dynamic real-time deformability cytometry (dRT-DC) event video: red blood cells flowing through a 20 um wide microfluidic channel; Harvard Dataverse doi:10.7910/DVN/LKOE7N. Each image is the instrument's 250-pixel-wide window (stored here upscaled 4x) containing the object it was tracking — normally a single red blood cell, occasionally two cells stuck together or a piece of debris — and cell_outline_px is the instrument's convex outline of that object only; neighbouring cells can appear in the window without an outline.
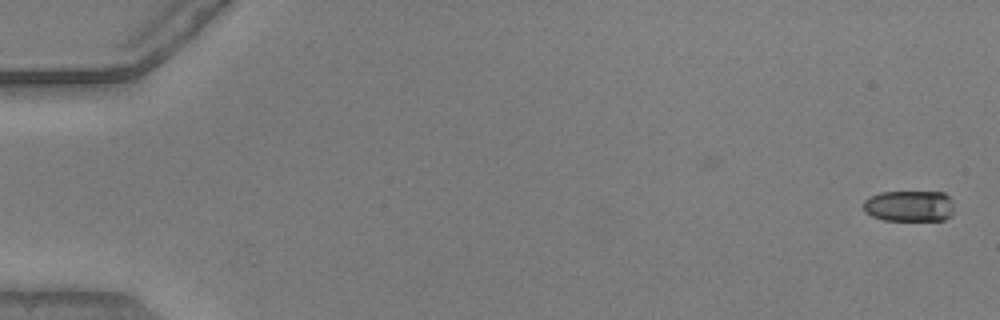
{"species": "common noctule bat (a hibernating species)", "species_latin": "Nyctalus noctula", "temperature_condition": "warm", "stored_images_in_passage": 50, "camera_frame_rate_fps": 3000, "um_per_image_px": 0.085, "animal": {"sex": "male", "body_mass_g": 20.5, "forearm_length_mm": 52.5}, "frame": {"image": 1, "passage_image": 1, "time_ms": 0.0, "image_size_px": [1000, 320], "cell_outline_px": [[952, 216], [944, 220], [884, 220], [872, 216], [864, 208], [864, 200], [880, 192], [944, 192], [952, 200]], "centroid_in_image_um": [77.32, 17.51], "position_along_channel_um": 7.7, "area_um2": 16.36}}
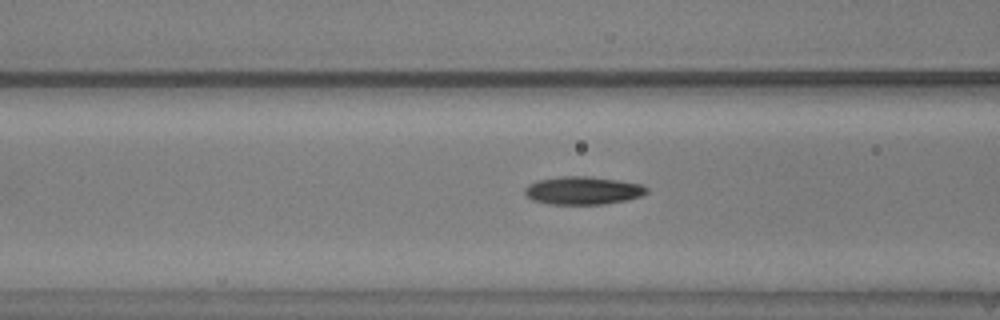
{"frame": {"image": 2, "passage_image": 22, "time_ms": 7.0, "image_size_px": [1000, 320], "cell_outline_px": [[648, 192], [644, 196], [628, 200], [604, 204], [548, 204], [532, 200], [524, 192], [524, 188], [528, 184], [540, 180], [560, 176], [584, 176], [616, 180], [640, 184], [648, 188]], "centroid_in_image_um": [49.56, 16.2], "position_along_channel_um": 117.0, "area_um2": 19.88}}
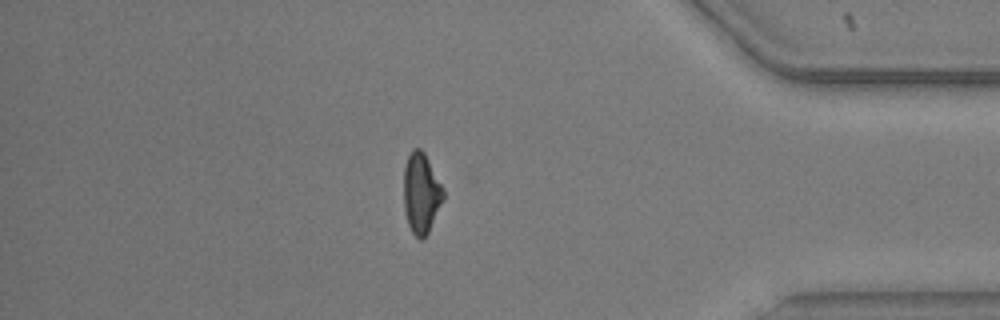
{"frame": {"image": 3, "passage_image": 46, "time_ms": 15.0, "image_size_px": [1000, 320], "cell_outline_px": [[444, 200], [424, 240], [420, 240], [412, 232], [408, 224], [404, 208], [404, 168], [408, 156], [412, 148], [420, 148], [424, 152], [444, 188]], "centroid_in_image_um": [35.81, 16.42], "position_along_channel_um": 399.4, "area_um2": 18.67}, "authors_computed_cell_mechanics": {"area_um2": 19.3052, "velocity_mm_per_s": 3.8947, "shape_relaxation_time_tau1_ms": 6.3924, "shape_relaxation_time_tau2_ms": 2.283, "deformation_change_tau1": 0.1912, "deformation_change_tau2": 0.0894}}